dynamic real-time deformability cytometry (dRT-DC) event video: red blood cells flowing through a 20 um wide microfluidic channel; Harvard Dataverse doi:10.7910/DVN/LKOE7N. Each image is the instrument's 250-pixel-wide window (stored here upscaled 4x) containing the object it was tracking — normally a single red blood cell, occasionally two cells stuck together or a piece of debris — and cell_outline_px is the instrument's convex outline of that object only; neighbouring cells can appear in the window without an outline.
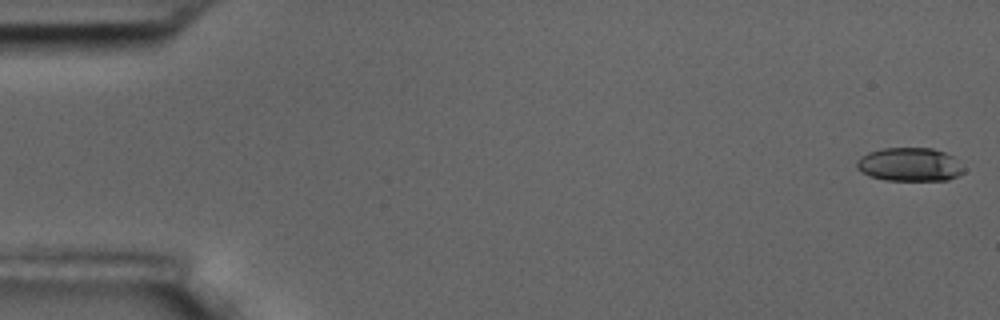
{"species": "common noctule bat (a hibernating species)", "species_latin": "Nyctalus noctula", "temperature_condition": "room temperature", "stored_images_in_passage": 6, "segment_of_instrument_passage": [1, 2], "camera_frame_rate_fps": 3000, "um_per_image_px": 0.085, "animal": {"sex": "male", "body_mass_g": 17.5, "forearm_length_mm": 52.3}, "frame": {"image": 1, "passage_image": 1, "time_ms": 0.0, "image_size_px": [1000, 320], "cell_outline_px": [[964, 172], [948, 180], [884, 180], [860, 172], [856, 168], [856, 160], [860, 156], [868, 152], [884, 148], [932, 148], [944, 152], [952, 156], [964, 168]], "centroid_in_image_um": [77.28, 13.98], "position_along_channel_um": 7.7, "area_um2": 20.92}}